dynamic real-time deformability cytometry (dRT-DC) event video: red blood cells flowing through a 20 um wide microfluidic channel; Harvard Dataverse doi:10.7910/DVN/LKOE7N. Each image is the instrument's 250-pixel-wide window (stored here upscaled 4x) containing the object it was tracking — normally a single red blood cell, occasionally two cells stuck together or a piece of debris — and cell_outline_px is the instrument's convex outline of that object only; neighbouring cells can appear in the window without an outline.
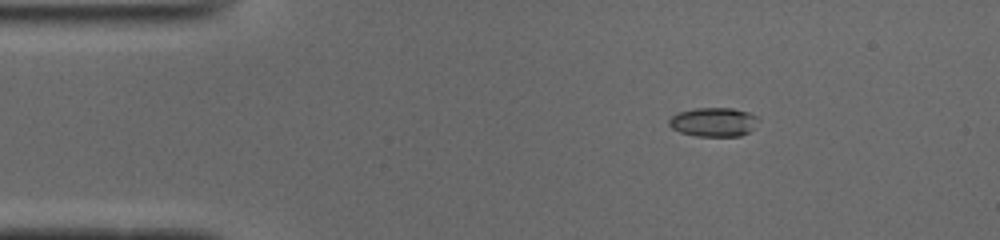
{"species": "common noctule bat (a hibernating species)", "species_latin": "Nyctalus noctula", "temperature_condition": "cold", "stored_images_in_passage": 50, "camera_frame_rate_fps": 3000, "um_per_image_px": 0.085, "animal": {"sex": "male", "body_mass_g": 19.0, "forearm_length_mm": 50.8}, "frame": {"image": 1, "passage_image": 7, "time_ms": 2.0, "image_size_px": [1000, 240], "cell_outline_px": [[760, 120], [748, 132], [740, 136], [696, 136], [680, 132], [672, 128], [668, 124], [668, 120], [672, 116], [680, 112], [696, 108], [732, 108], [748, 112], [756, 116]], "centroid_in_image_um": [60.65, 10.37], "position_along_channel_um": 24.3, "area_um2": 15.03}}
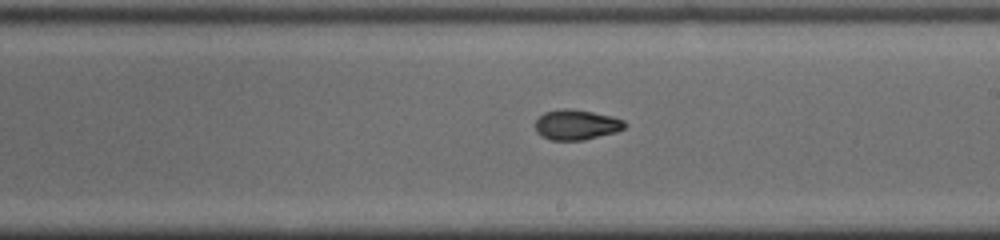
{"frame": {"image": 2, "passage_image": 28, "time_ms": 9.0, "image_size_px": [1000, 240], "cell_outline_px": [[628, 124], [624, 128], [616, 132], [584, 140], [552, 140], [540, 136], [536, 132], [536, 120], [544, 112], [564, 108], [568, 108], [592, 112], [612, 116], [624, 120]], "centroid_in_image_um": [49.0, 10.6], "position_along_channel_um": 240.0, "area_um2": 15.78}}
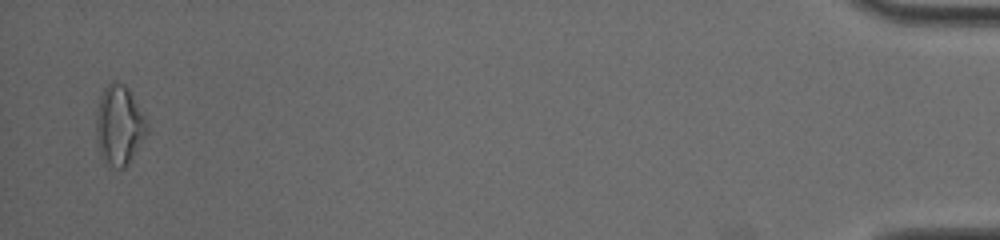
{"frame": {"image": 3, "passage_image": 49, "time_ms": 16.0, "image_size_px": [1000, 240], "cell_outline_px": [[148, 132], [128, 164], [124, 168], [120, 168], [104, 160], [100, 156], [96, 136], [96, 108], [100, 96], [104, 88], [112, 80], [124, 84], [128, 88], [144, 116], [148, 124]], "centroid_in_image_um": [10.12, 10.61], "position_along_channel_um": 425.1, "area_um2": 23.47}, "authors_computed_cell_mechanics": {"area_um2": 15.5482, "velocity_mm_per_s": 3.9373, "shape_relaxation_time_tau1_ms": 8.6169, "shape_relaxation_time_tau2_ms": 2.3105, "deformation_change_tau1": 0.2543, "deformation_change_tau2": 0.0686}}